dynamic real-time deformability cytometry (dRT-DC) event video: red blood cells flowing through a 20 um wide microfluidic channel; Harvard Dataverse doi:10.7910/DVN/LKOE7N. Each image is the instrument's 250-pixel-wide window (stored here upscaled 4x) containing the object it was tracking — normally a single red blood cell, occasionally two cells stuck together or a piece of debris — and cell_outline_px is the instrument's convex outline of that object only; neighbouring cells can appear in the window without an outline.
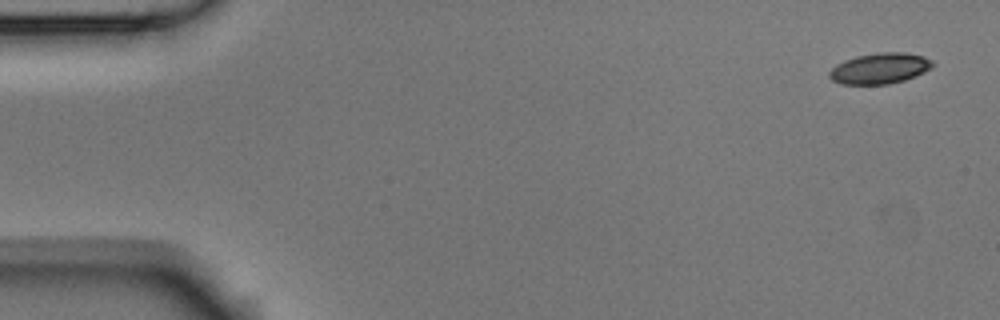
{"species": "Egyptian fruit bat (a non-hibernating species)", "species_latin": "Rousettus aegyptiacus", "temperature_condition": "room temperature", "stored_images_in_passage": 4, "camera_frame_rate_fps": 3000, "um_per_image_px": 0.085, "animal": {"sex": "male"}, "frame": {"image": 1, "passage_image": 1, "time_ms": 0.0, "image_size_px": [1000, 320], "cell_outline_px": [[936, 64], [932, 68], [916, 76], [904, 80], [888, 84], [840, 84], [832, 80], [828, 76], [828, 72], [836, 64], [844, 60], [856, 56], [880, 52], [904, 52], [924, 56], [932, 60]], "centroid_in_image_um": [74.8, 5.81], "position_along_channel_um": 10.2, "area_um2": 18.73}}